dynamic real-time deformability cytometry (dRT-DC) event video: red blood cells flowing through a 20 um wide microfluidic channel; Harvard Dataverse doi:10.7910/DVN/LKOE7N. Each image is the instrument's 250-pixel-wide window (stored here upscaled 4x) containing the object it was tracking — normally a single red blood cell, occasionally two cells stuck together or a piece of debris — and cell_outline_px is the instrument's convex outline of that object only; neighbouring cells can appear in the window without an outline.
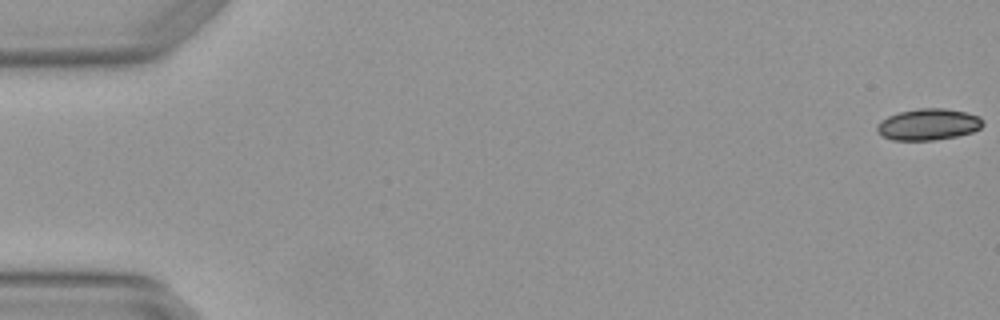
{"species": "Egyptian fruit bat (a non-hibernating species)", "species_latin": "Rousettus aegyptiacus", "temperature_condition": "warm", "stored_images_in_passage": 6, "camera_frame_rate_fps": 3000, "um_per_image_px": 0.085, "animal": {"sex": "female"}, "frame": {"image": 1, "passage_image": 1, "time_ms": 0.0, "image_size_px": [1000, 320], "cell_outline_px": [[984, 124], [980, 128], [972, 132], [956, 136], [932, 140], [892, 140], [876, 132], [876, 124], [880, 120], [888, 116], [900, 112], [920, 108], [944, 108], [964, 112], [980, 116], [984, 120]], "centroid_in_image_um": [78.9, 10.57], "position_along_channel_um": 6.1, "area_um2": 19.42}}